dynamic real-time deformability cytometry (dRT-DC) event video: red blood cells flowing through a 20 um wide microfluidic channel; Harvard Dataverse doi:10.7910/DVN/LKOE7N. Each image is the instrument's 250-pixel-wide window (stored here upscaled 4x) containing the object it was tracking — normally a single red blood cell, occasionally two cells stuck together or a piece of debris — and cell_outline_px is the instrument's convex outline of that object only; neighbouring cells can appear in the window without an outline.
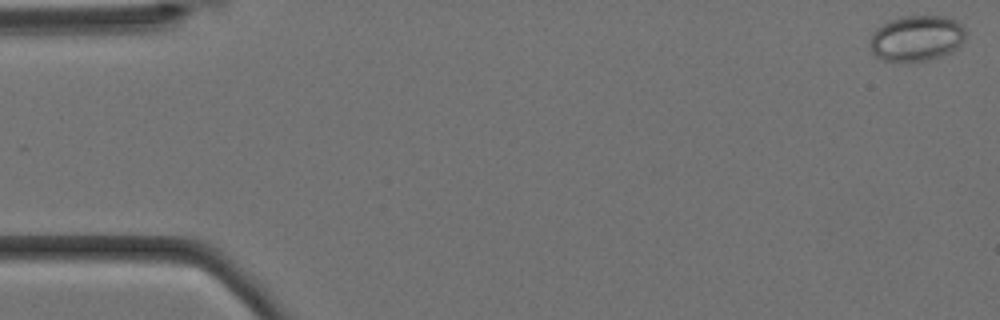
{"species": "Egyptian fruit bat (a non-hibernating species)", "species_latin": "Rousettus aegyptiacus", "temperature_condition": "cold", "stored_images_in_passage": 11, "camera_frame_rate_fps": 3000, "um_per_image_px": 0.085, "animal": {"sex": "female"}, "frame": {"image": 1, "passage_image": 1, "time_ms": 0.0, "image_size_px": [1000, 320], "cell_outline_px": [[968, 32], [964, 40], [952, 52], [928, 60], [884, 60], [876, 56], [872, 52], [868, 44], [872, 32], [880, 24], [888, 20], [900, 16], [948, 16], [956, 20]], "centroid_in_image_um": [77.9, 3.21], "position_along_channel_um": 7.1, "area_um2": 25.72}}
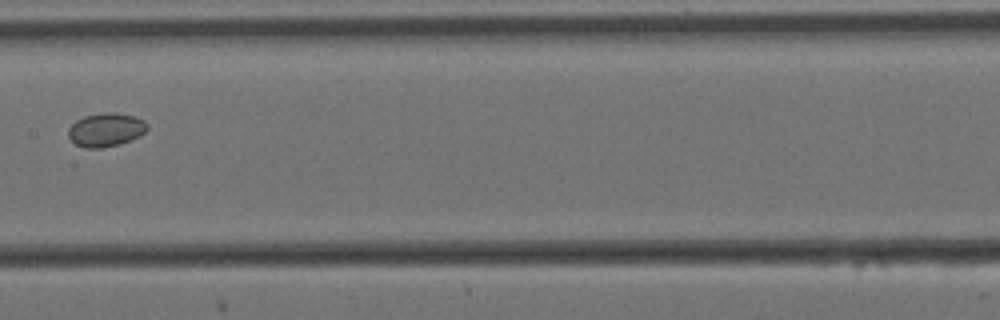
{"frame": {"image": 2, "passage_image": 8, "time_ms": 2.333, "image_size_px": [1000, 320], "cell_outline_px": [[148, 128], [144, 132], [120, 144], [100, 148], [84, 148], [76, 144], [68, 136], [68, 128], [76, 120], [84, 116], [104, 112], [112, 112], [136, 116], [144, 120], [148, 124]], "centroid_in_image_um": [8.98, 11.01], "position_along_channel_um": 198.4, "area_um2": 15.37}}
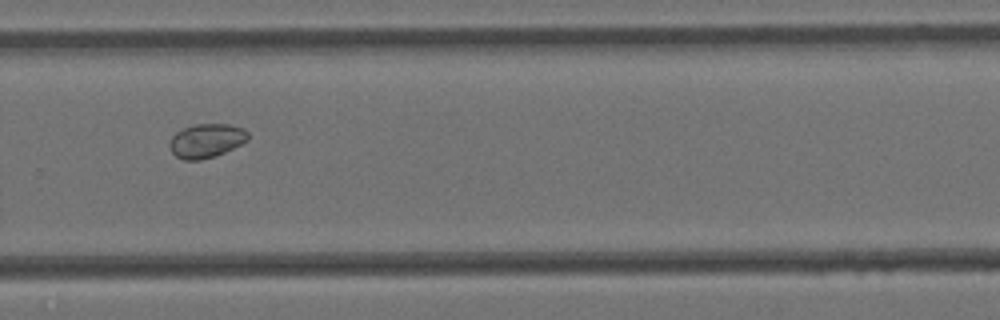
{"frame": {"image": 3, "passage_image": 11, "time_ms": 3.333, "image_size_px": [1000, 320], "cell_outline_px": [[248, 140], [224, 152], [200, 160], [184, 160], [176, 156], [172, 152], [168, 144], [172, 136], [176, 132], [184, 128], [196, 124], [228, 124], [244, 128], [248, 132]], "centroid_in_image_um": [17.53, 11.95], "position_along_channel_um": 312.3, "area_um2": 15.37}}